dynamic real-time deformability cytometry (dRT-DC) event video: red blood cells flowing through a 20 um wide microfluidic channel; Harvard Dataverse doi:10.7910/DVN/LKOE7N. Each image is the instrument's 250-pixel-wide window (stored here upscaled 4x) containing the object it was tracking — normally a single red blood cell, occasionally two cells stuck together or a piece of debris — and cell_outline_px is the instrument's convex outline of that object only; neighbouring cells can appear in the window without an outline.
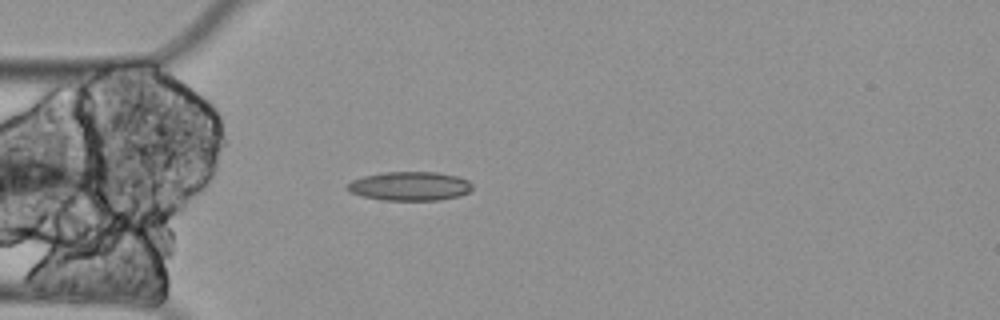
{"species": "Egyptian fruit bat (a non-hibernating species)", "species_latin": "Rousettus aegyptiacus", "temperature_condition": "cold", "stored_images_in_passage": 4, "camera_frame_rate_fps": 3000, "um_per_image_px": 0.085, "animal": {"sex": "female"}, "frame": {"image": 1, "passage_image": 4, "time_ms": 1.0, "image_size_px": [1000, 320], "cell_outline_px": [[472, 188], [468, 192], [460, 196], [440, 200], [380, 200], [348, 192], [344, 188], [352, 180], [364, 176], [380, 172], [436, 172], [456, 176], [468, 180], [472, 184]], "centroid_in_image_um": [34.81, 15.82], "position_along_channel_um": 50.2, "area_um2": 21.21}}